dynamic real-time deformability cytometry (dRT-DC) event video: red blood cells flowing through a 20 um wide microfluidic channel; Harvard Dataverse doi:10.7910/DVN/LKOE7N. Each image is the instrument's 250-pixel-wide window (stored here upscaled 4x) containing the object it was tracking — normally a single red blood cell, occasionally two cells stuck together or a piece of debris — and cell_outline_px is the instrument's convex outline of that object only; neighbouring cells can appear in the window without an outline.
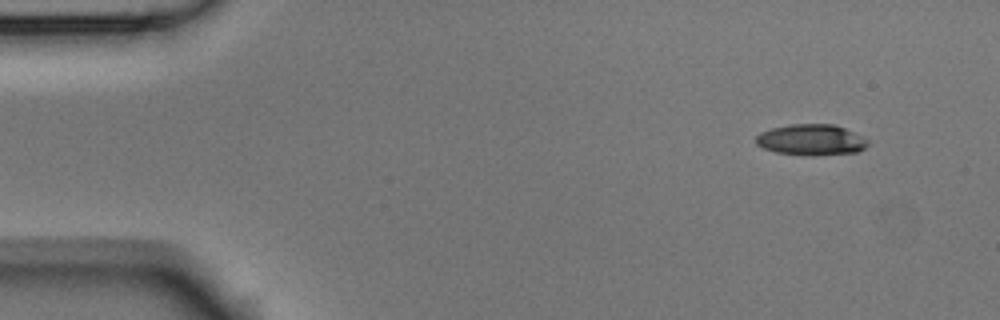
{"species": "Egyptian fruit bat (a non-hibernating species)", "species_latin": "Rousettus aegyptiacus", "temperature_condition": "room temperature", "stored_images_in_passage": 5, "segment_of_instrument_passage": [1, 2], "camera_frame_rate_fps": 3000, "um_per_image_px": 0.085, "animal": {"sex": "male"}, "frame": {"image": 1, "passage_image": 1, "time_ms": 0.0, "image_size_px": [1000, 320], "cell_outline_px": [[868, 144], [864, 148], [856, 152], [812, 156], [776, 152], [764, 148], [756, 144], [756, 136], [760, 132], [772, 128], [788, 124], [836, 124], [868, 140]], "centroid_in_image_um": [68.93, 11.88], "position_along_channel_um": 16.1, "area_um2": 20.11}}